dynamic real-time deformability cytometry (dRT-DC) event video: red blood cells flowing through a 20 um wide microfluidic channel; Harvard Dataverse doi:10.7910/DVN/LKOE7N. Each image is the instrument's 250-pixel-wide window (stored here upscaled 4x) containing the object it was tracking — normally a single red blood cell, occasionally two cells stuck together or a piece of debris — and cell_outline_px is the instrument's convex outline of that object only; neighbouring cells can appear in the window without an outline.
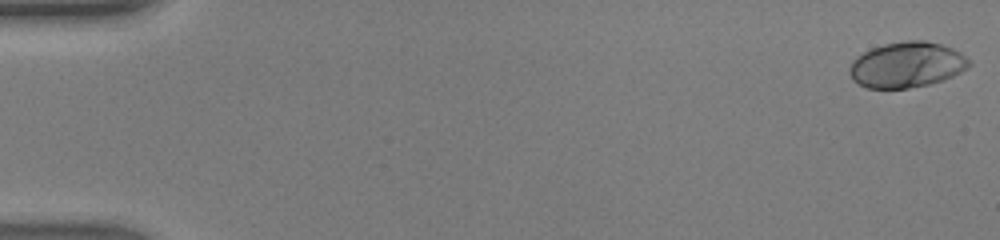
{"species": "human", "species_latin": "Homo sapiens", "temperature_condition": "warm", "stored_images_in_passage": 8, "camera_frame_rate_fps": 3000, "um_per_image_px": 0.085, "donor": {"sex": "male"}, "frame": {"image": 1, "passage_image": 1, "time_ms": 0.0, "image_size_px": [1000, 240], "cell_outline_px": [[972, 64], [968, 68], [944, 80], [928, 84], [908, 88], [868, 88], [852, 80], [848, 72], [848, 68], [852, 60], [856, 56], [872, 48], [884, 44], [908, 40], [924, 40], [944, 44], [960, 52]], "centroid_in_image_um": [77.06, 5.5], "position_along_channel_um": 7.9, "area_um2": 31.91}}